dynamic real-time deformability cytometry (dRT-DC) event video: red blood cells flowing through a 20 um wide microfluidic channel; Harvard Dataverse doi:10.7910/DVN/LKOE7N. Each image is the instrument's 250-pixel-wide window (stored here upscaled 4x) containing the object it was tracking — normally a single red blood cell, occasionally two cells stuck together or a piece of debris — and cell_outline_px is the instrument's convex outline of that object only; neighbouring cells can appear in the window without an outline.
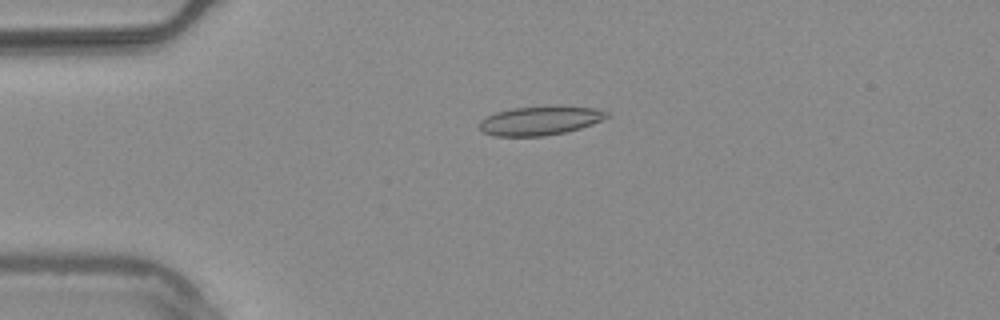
{"species": "common noctule bat (a hibernating species)", "species_latin": "Nyctalus noctula", "temperature_condition": "warm", "stored_images_in_passage": 54, "camera_frame_rate_fps": 3000, "um_per_image_px": 0.085, "animal": {"sex": "male", "body_mass_g": 20.4}, "frame": {"image": 1, "passage_image": 13, "time_ms": 4.0, "image_size_px": [1000, 320], "cell_outline_px": [[612, 116], [592, 124], [580, 128], [564, 132], [544, 136], [492, 136], [484, 132], [480, 128], [480, 120], [496, 112], [512, 108], [596, 108], [608, 112]], "centroid_in_image_um": [45.89, 10.29], "position_along_channel_um": 39.1, "area_um2": 20.75}}
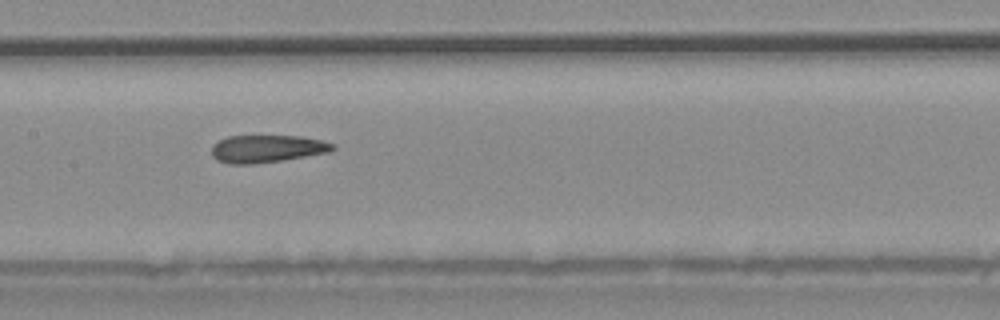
{"frame": {"image": 2, "passage_image": 27, "time_ms": 8.667, "image_size_px": [1000, 320], "cell_outline_px": [[336, 148], [328, 152], [284, 160], [256, 164], [228, 164], [216, 160], [212, 156], [212, 144], [228, 136], [300, 136], [320, 140], [336, 144]], "centroid_in_image_um": [22.67, 12.65], "position_along_channel_um": 184.7, "area_um2": 19.54}}
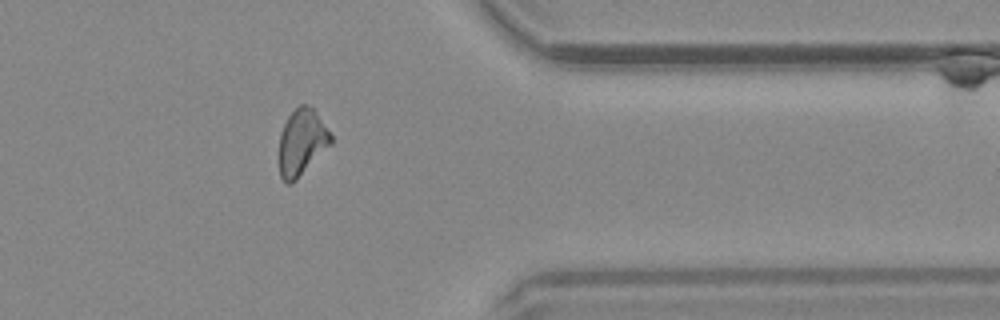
{"frame": {"image": 3, "passage_image": 44, "time_ms": 14.333, "image_size_px": [1000, 320], "cell_outline_px": [[332, 144], [292, 184], [288, 184], [280, 176], [280, 132], [288, 116], [300, 104], [304, 104], [312, 108], [316, 112], [332, 136]], "centroid_in_image_um": [25.66, 12.1], "position_along_channel_um": 385.7, "area_um2": 19.77}, "authors_computed_cell_mechanics": {"area_um2": 20.3456, "velocity_mm_per_s": 3.7757, "shape_relaxation_time_tau1_ms": null, "shape_relaxation_time_tau2_ms": 2.3813, "deformation_change_tau1": null, "deformation_change_tau2": 0.0887}}